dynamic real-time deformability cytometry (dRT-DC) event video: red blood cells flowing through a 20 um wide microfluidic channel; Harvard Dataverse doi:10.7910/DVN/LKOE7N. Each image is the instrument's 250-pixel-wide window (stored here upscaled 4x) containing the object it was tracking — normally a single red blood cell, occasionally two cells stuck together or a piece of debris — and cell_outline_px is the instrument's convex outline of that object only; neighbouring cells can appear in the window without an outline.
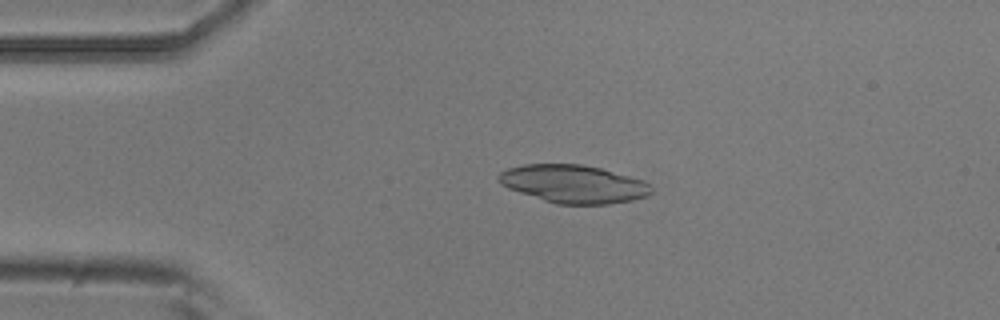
{"species": "common noctule bat (a hibernating species)", "species_latin": "Nyctalus noctula", "temperature_condition": "room temperature", "stored_images_in_passage": 5, "camera_frame_rate_fps": 3000, "um_per_image_px": 0.085, "animal": {"sex": "male", "body_mass_g": 20.5, "forearm_length_mm": 52.5}, "frame": {"image": 1, "passage_image": 4, "time_ms": 1.0, "image_size_px": [1000, 320], "cell_outline_px": [[652, 192], [648, 196], [632, 200], [608, 204], [556, 204], [508, 188], [500, 184], [496, 180], [496, 176], [500, 172], [508, 168], [524, 164], [580, 164], [600, 168], [644, 180], [652, 188]], "centroid_in_image_um": [48.73, 15.63], "position_along_channel_um": 36.3, "area_um2": 33.81}}